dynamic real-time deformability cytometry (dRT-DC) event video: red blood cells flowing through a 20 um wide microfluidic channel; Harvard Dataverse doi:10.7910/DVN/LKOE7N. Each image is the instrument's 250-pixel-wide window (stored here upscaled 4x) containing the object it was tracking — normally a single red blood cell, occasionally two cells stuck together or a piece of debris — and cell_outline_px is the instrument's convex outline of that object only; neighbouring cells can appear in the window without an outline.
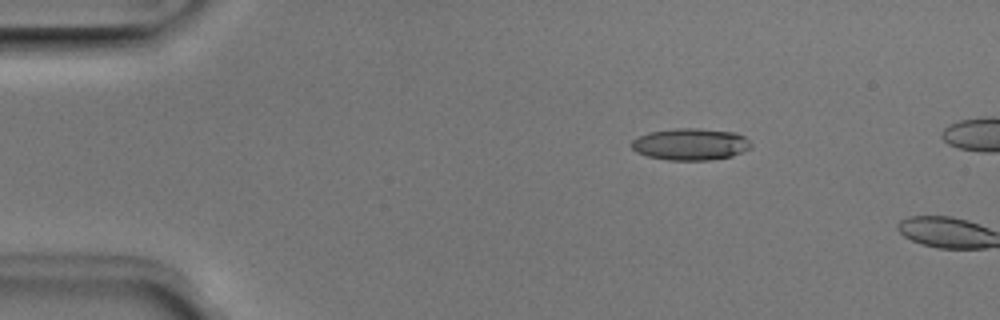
{"species": "Egyptian fruit bat (a non-hibernating species)", "species_latin": "Rousettus aegyptiacus", "temperature_condition": "room temperature", "stored_images_in_passage": 2, "camera_frame_rate_fps": 3000, "um_per_image_px": 0.085, "animal": {"sex": "male"}, "frame": {"image": 1, "passage_image": 1, "time_ms": 0.0, "image_size_px": [1000, 320], "cell_outline_px": [[752, 144], [748, 148], [732, 156], [712, 160], [668, 160], [648, 156], [636, 152], [632, 148], [632, 140], [648, 132], [676, 128], [700, 128], [736, 132], [744, 136]], "centroid_in_image_um": [58.69, 12.25], "position_along_channel_um": 26.3, "area_um2": 22.14}}